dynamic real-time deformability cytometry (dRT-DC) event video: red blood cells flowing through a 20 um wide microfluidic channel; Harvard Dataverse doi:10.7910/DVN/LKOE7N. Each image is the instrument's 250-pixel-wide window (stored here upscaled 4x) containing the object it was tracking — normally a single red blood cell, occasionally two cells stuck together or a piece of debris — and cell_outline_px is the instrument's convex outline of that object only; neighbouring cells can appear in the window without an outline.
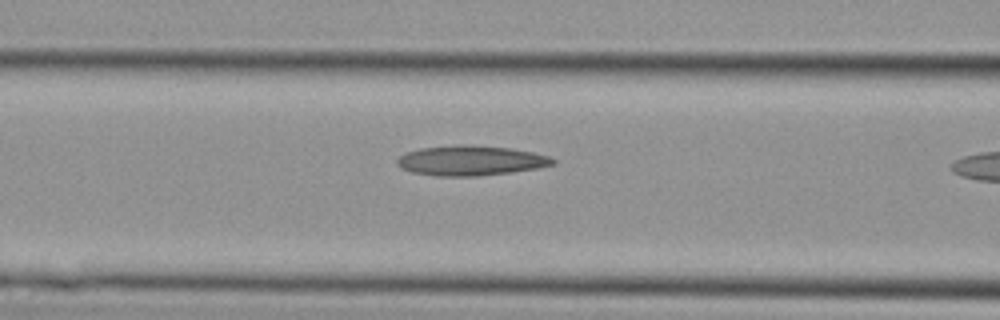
{"species": "Egyptian fruit bat (a non-hibernating species)", "species_latin": "Rousettus aegyptiacus", "temperature_condition": "cold", "stored_images_in_passage": 7, "segment_of_instrument_passage": [1, 2], "camera_frame_rate_fps": 3000, "um_per_image_px": 0.085, "animal": {"sex": "female"}, "frame": {"image": 1, "passage_image": 4, "time_ms": 1.0, "image_size_px": [1000, 320], "cell_outline_px": [[556, 164], [540, 168], [512, 172], [476, 176], [436, 176], [412, 172], [400, 168], [396, 164], [396, 160], [404, 152], [420, 148], [512, 148], [532, 152], [548, 156], [556, 160]], "centroid_in_image_um": [40.03, 13.71], "position_along_channel_um": 126.6, "area_um2": 26.07}}
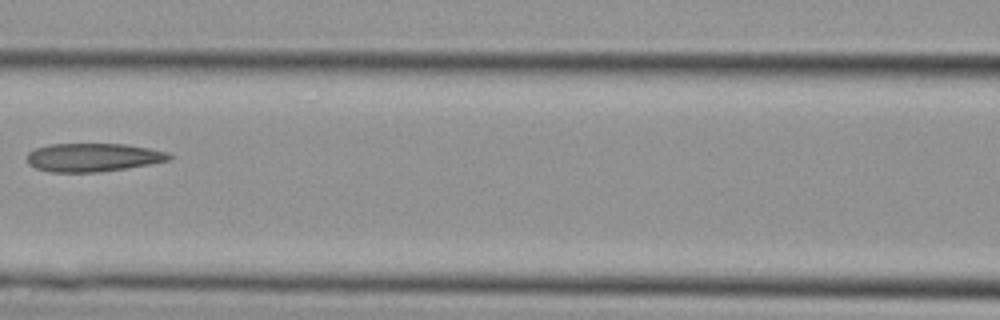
{"frame": {"image": 2, "passage_image": 6, "time_ms": 1.667, "image_size_px": [1000, 320], "cell_outline_px": [[172, 160], [128, 168], [96, 172], [52, 172], [36, 168], [28, 164], [28, 152], [36, 148], [48, 144], [128, 144], [168, 152], [172, 156]], "centroid_in_image_um": [7.94, 13.37], "position_along_channel_um": 158.7, "area_um2": 23.58}}